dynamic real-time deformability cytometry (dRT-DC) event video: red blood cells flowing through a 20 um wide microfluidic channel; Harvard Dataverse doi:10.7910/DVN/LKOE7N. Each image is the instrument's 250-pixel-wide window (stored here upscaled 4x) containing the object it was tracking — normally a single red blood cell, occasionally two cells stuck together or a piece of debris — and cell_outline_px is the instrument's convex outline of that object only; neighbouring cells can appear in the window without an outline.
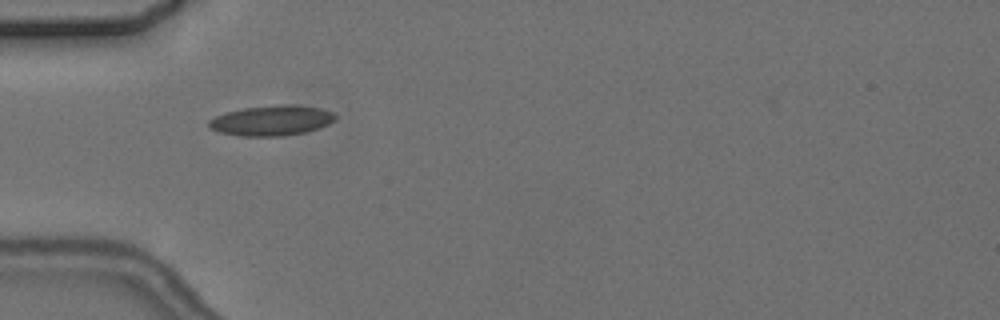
{"species": "common noctule bat (a hibernating species)", "species_latin": "Nyctalus noctula", "temperature_condition": "cold", "stored_images_in_passage": 8, "camera_frame_rate_fps": 3000, "um_per_image_px": 0.085, "animal": {"sex": "female", "body_mass_g": 24.6, "forearm_length_mm": 56.2}, "frame": {"image": 1, "passage_image": 5, "time_ms": 4.667, "image_size_px": [1000, 320], "cell_outline_px": [[336, 120], [320, 128], [304, 132], [284, 136], [240, 136], [220, 132], [208, 128], [208, 120], [216, 116], [228, 112], [244, 108], [280, 104], [296, 104], [320, 108], [332, 112], [336, 116]], "centroid_in_image_um": [23.1, 10.24], "position_along_channel_um": 61.9, "area_um2": 22.37}}
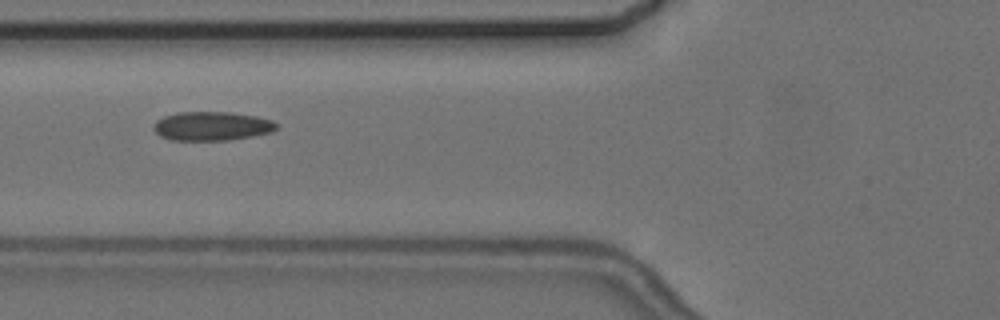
{"frame": {"image": 2, "passage_image": 6, "time_ms": 6.0, "image_size_px": [1000, 320], "cell_outline_px": [[276, 128], [272, 132], [252, 136], [228, 140], [172, 140], [160, 136], [152, 128], [156, 120], [164, 116], [176, 112], [232, 112], [256, 116], [272, 120], [276, 124]], "centroid_in_image_um": [17.98, 10.71], "position_along_channel_um": 107.8, "area_um2": 20.75}}
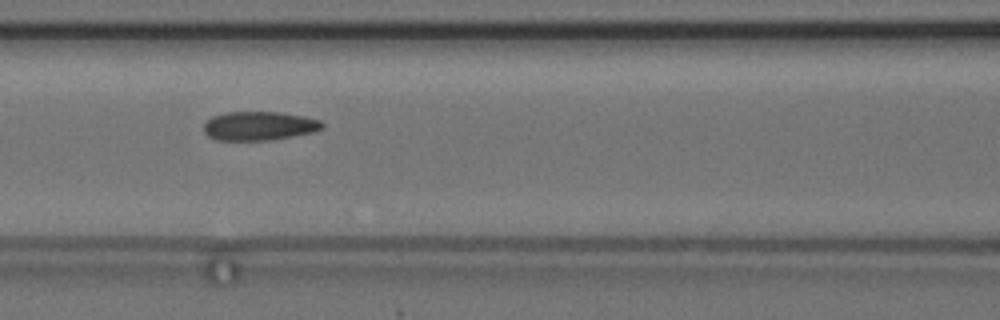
{"frame": {"image": 3, "passage_image": 7, "time_ms": 7.0, "image_size_px": [1000, 320], "cell_outline_px": [[324, 128], [312, 132], [272, 140], [216, 140], [208, 136], [204, 132], [204, 124], [212, 116], [224, 112], [280, 112], [304, 116], [320, 120], [324, 124]], "centroid_in_image_um": [22.02, 10.7], "position_along_channel_um": 144.6, "area_um2": 20.0}}